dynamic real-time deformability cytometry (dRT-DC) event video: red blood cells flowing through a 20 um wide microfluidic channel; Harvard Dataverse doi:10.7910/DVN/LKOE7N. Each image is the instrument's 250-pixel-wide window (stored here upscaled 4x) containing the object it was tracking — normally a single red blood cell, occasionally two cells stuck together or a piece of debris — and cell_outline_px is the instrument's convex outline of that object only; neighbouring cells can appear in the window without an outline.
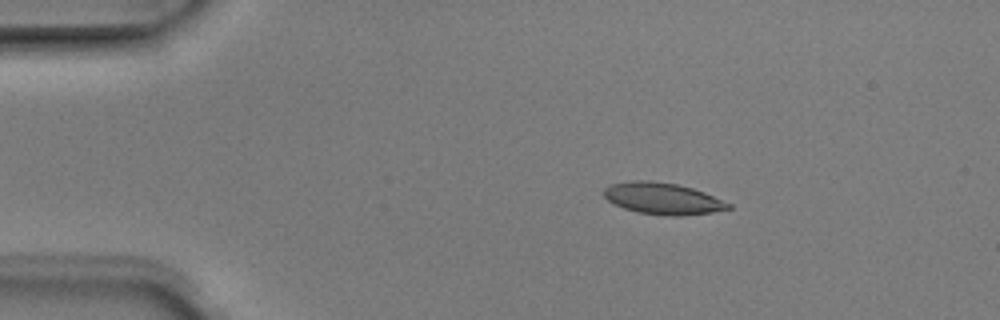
{"species": "Egyptian fruit bat (a non-hibernating species)", "species_latin": "Rousettus aegyptiacus", "temperature_condition": "room temperature", "stored_images_in_passage": 5, "camera_frame_rate_fps": 3000, "um_per_image_px": 0.085, "animal": {"sex": "male"}, "frame": {"image": 1, "passage_image": 3, "time_ms": 0.667, "image_size_px": [1000, 320], "cell_outline_px": [[732, 208], [712, 212], [680, 216], [668, 216], [636, 212], [612, 204], [604, 196], [604, 188], [612, 184], [632, 180], [648, 180], [676, 184], [692, 188], [704, 192], [732, 204]], "centroid_in_image_um": [56.32, 16.88], "position_along_channel_um": 28.7, "area_um2": 22.95}}